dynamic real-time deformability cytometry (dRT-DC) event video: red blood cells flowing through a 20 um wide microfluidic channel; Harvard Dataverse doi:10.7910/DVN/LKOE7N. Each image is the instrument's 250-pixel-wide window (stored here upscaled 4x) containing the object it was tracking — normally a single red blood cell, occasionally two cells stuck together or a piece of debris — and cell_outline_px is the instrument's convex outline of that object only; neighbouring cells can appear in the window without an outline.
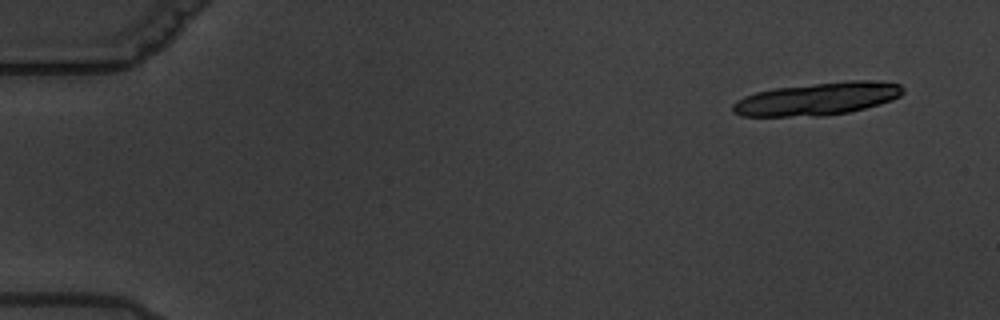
{"species": "common noctule bat (a hibernating species)", "species_latin": "Nyctalus noctula", "temperature_condition": "warm", "stored_images_in_passage": 6, "camera_frame_rate_fps": 3000, "um_per_image_px": 0.085, "animal": {"sex": "male", "body_mass_g": 19.5, "forearm_length_mm": 54.6}, "frame": {"image": 1, "passage_image": 1, "time_ms": 0.0, "image_size_px": [1000, 320], "cell_outline_px": [[904, 92], [900, 96], [892, 100], [880, 104], [848, 112], [824, 116], [740, 116], [732, 112], [732, 104], [736, 100], [744, 96], [756, 92], [772, 88], [848, 80], [880, 80], [900, 84], [904, 88]], "centroid_in_image_um": [69.49, 8.39], "position_along_channel_um": 15.5, "area_um2": 32.83}}